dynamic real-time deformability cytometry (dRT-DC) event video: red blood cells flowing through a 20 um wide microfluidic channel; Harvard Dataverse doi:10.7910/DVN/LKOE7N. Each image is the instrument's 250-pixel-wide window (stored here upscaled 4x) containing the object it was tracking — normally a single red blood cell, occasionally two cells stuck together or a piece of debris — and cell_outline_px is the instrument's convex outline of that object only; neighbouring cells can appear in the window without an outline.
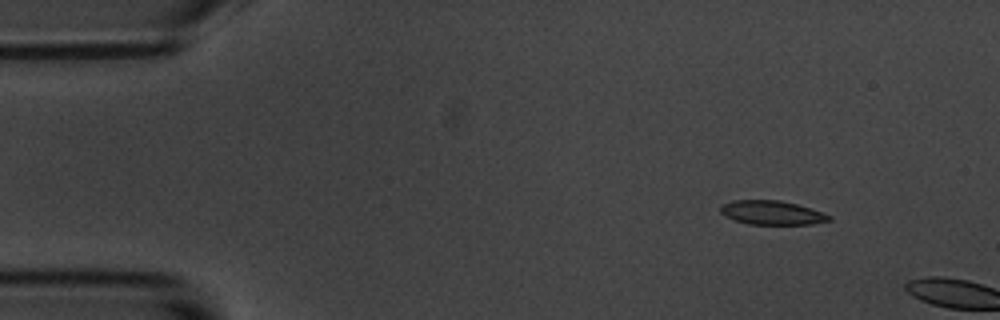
{"species": "common noctule bat (a hibernating species)", "species_latin": "Nyctalus noctula", "temperature_condition": "room temperature", "stored_images_in_passage": 2, "camera_frame_rate_fps": 3000, "um_per_image_px": 0.085, "animal": {"sex": "male", "body_mass_g": 20.1, "forearm_length_mm": 53.5}, "frame": {"image": 1, "passage_image": 1, "time_ms": 0.0, "image_size_px": [1000, 320], "cell_outline_px": [[832, 220], [812, 224], [748, 224], [724, 216], [720, 212], [720, 204], [732, 200], [780, 200], [796, 204], [832, 216]], "centroid_in_image_um": [65.56, 18.07], "position_along_channel_um": 19.4, "area_um2": 15.14}}